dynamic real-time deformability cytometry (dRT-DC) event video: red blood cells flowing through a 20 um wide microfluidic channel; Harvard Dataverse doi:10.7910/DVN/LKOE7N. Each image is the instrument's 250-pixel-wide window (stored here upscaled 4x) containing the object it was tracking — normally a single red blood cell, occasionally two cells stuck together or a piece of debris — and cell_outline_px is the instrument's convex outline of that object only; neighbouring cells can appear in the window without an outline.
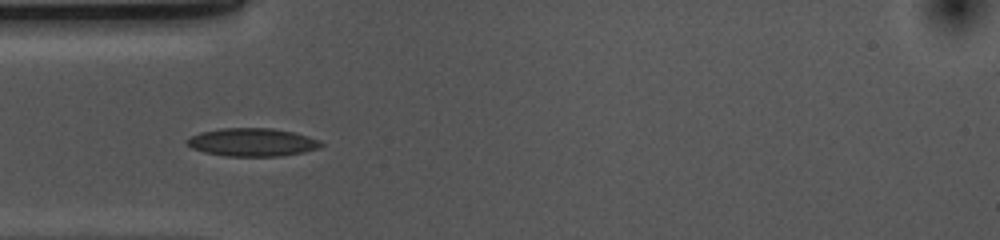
{"species": "common noctule bat (a hibernating species)", "species_latin": "Nyctalus noctula", "temperature_condition": "cold", "stored_images_in_passage": 14, "camera_frame_rate_fps": 3000, "um_per_image_px": 0.085, "animal": {"sex": "female", "body_mass_g": 10.0, "forearm_length_mm": 53.1}, "frame": {"image": 1, "passage_image": 7, "time_ms": 2.0, "image_size_px": [1000, 240], "cell_outline_px": [[324, 144], [320, 148], [304, 152], [280, 156], [224, 156], [204, 152], [192, 148], [184, 140], [200, 132], [220, 128], [272, 128], [292, 132], [308, 136], [320, 140]], "centroid_in_image_um": [21.45, 12.09], "position_along_channel_um": 63.5, "area_um2": 22.02}}
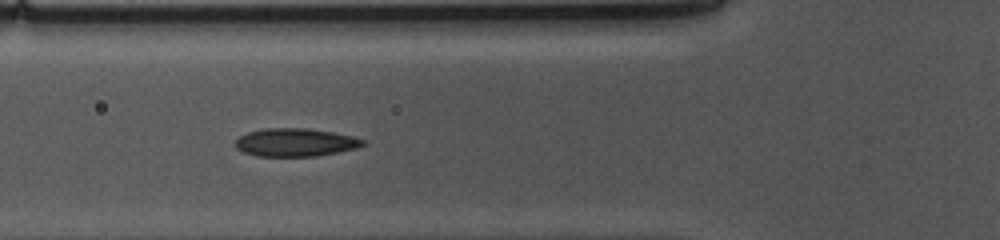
{"frame": {"image": 2, "passage_image": 10, "time_ms": 3.0, "image_size_px": [1000, 240], "cell_outline_px": [[368, 144], [356, 148], [316, 156], [256, 156], [244, 152], [236, 148], [232, 144], [240, 136], [248, 132], [264, 128], [308, 128], [332, 132], [352, 136], [368, 140]], "centroid_in_image_um": [25.12, 12.1], "position_along_channel_um": 100.7, "area_um2": 21.04}}
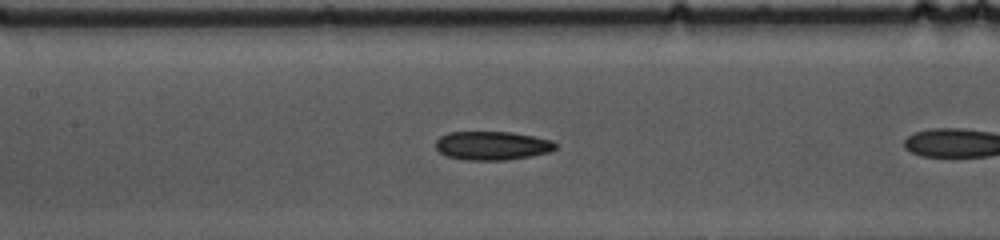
{"frame": {"image": 3, "passage_image": 12, "time_ms": 3.667, "image_size_px": [1000, 240], "cell_outline_px": [[556, 148], [548, 152], [532, 156], [504, 160], [468, 160], [448, 156], [440, 152], [436, 148], [436, 140], [440, 136], [448, 132], [512, 132], [552, 140], [556, 144]], "centroid_in_image_um": [41.83, 12.37], "position_along_channel_um": 165.6, "area_um2": 19.94}}